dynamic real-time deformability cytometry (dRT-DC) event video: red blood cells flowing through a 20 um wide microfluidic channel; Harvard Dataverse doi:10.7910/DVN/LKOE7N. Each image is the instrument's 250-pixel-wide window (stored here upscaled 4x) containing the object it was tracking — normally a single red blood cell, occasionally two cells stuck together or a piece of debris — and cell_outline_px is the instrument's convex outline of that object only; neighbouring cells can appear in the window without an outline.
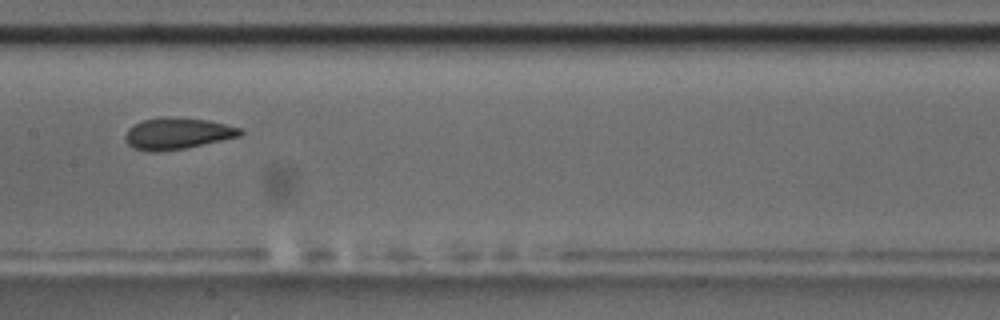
{"species": "common noctule bat (a hibernating species)", "species_latin": "Nyctalus noctula", "temperature_condition": "room temperature", "stored_images_in_passage": 12, "camera_frame_rate_fps": 3000, "um_per_image_px": 0.085, "animal": {"sex": "male", "body_mass_g": 17.5, "forearm_length_mm": 52.3}, "frame": {"image": 1, "passage_image": 10, "time_ms": 13.0, "image_size_px": [1000, 320], "cell_outline_px": [[244, 132], [240, 136], [184, 148], [156, 152], [148, 152], [132, 148], [124, 140], [124, 136], [128, 128], [144, 120], [160, 116], [208, 120], [240, 128]], "centroid_in_image_um": [15.02, 11.35], "position_along_channel_um": 192.4, "area_um2": 20.98}}